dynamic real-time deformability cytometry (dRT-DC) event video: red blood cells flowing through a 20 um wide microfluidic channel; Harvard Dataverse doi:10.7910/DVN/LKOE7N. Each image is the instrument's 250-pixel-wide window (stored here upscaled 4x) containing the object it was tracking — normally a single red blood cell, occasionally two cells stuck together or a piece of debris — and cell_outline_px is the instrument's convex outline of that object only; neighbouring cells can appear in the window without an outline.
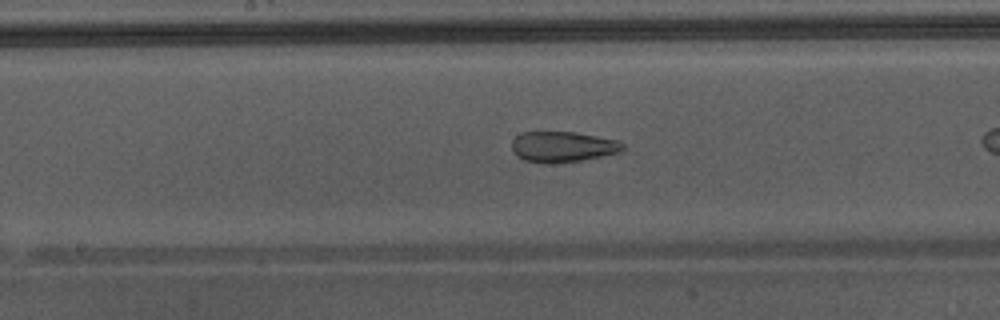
{"species": "Egyptian fruit bat (a non-hibernating species)", "species_latin": "Rousettus aegyptiacus", "temperature_condition": "warm", "stored_images_in_passage": 24, "camera_frame_rate_fps": 3000, "um_per_image_px": 0.085, "animal": {"sex": "male"}, "frame": {"image": 1, "passage_image": 11, "time_ms": 3.333, "image_size_px": [1000, 320], "cell_outline_px": [[624, 148], [620, 152], [584, 160], [552, 164], [544, 164], [524, 160], [516, 156], [512, 152], [512, 140], [520, 132], [576, 132], [616, 140], [624, 144]], "centroid_in_image_um": [47.79, 12.49], "position_along_channel_um": 200.4, "area_um2": 20.06}}
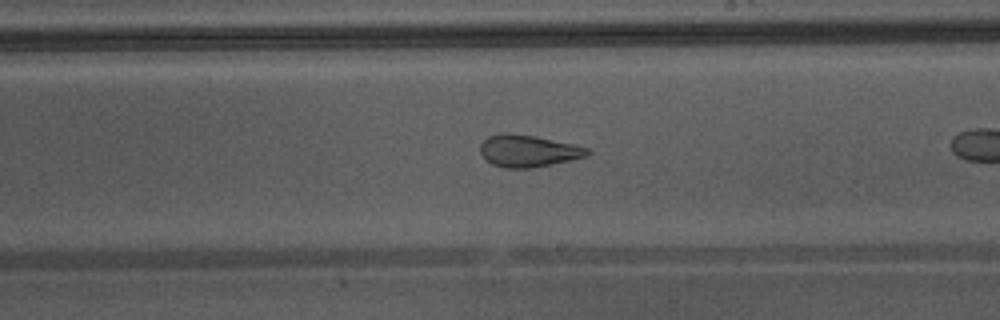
{"frame": {"image": 2, "passage_image": 14, "time_ms": 4.333, "image_size_px": [1000, 320], "cell_outline_px": [[592, 152], [588, 156], [532, 168], [504, 168], [492, 164], [484, 160], [480, 152], [480, 144], [488, 136], [500, 132], [508, 132], [536, 136], [572, 144], [588, 148]], "centroid_in_image_um": [44.85, 12.82], "position_along_channel_um": 244.1, "area_um2": 20.17}}